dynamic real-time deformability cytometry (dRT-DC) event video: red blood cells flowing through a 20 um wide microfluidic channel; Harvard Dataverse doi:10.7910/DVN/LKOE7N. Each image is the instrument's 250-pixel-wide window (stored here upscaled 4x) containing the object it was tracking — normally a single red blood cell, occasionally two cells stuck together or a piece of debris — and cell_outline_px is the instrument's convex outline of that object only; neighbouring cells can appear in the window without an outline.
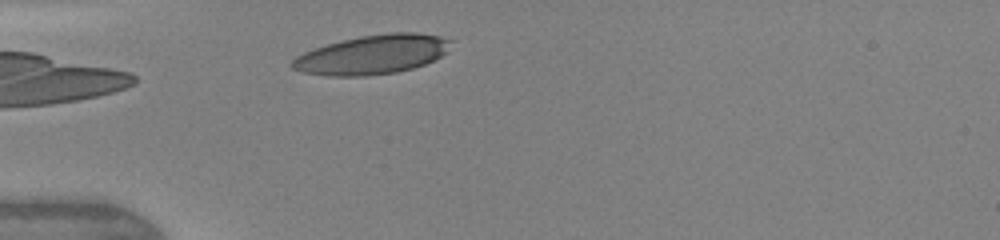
{"species": "human", "species_latin": "Homo sapiens", "temperature_condition": "warm", "stored_images_in_passage": 4, "camera_frame_rate_fps": 3000, "um_per_image_px": 0.085, "donor": {"sex": "female"}, "frame": {"image": 1, "passage_image": 2, "time_ms": 1.0, "image_size_px": [1000, 240], "cell_outline_px": [[452, 40], [448, 52], [424, 64], [412, 68], [396, 72], [364, 76], [328, 76], [300, 72], [292, 68], [288, 64], [296, 56], [304, 52], [328, 44], [360, 36], [392, 32], [416, 32], [440, 36]], "centroid_in_image_um": [31.64, 4.64], "position_along_channel_um": 53.4, "area_um2": 36.24}}